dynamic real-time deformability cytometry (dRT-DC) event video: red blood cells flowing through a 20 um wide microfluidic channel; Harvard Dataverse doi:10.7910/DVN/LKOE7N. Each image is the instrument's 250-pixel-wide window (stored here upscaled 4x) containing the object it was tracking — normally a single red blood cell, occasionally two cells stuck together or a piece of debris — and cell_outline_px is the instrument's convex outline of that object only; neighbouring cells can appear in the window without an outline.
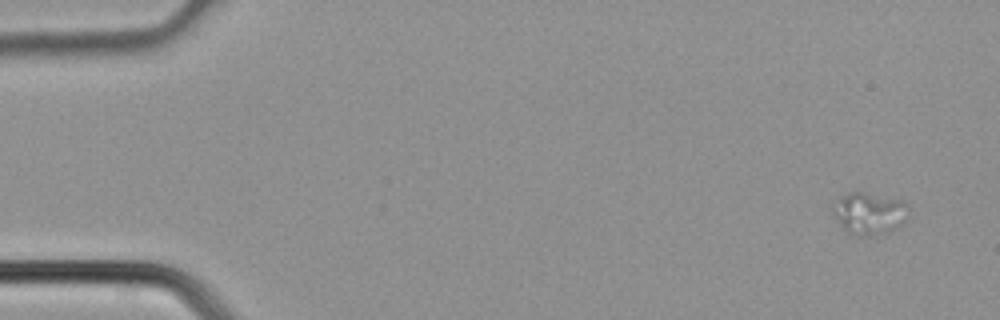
{"species": "common noctule bat (a hibernating species)", "species_latin": "Nyctalus noctula", "temperature_condition": "cold", "stored_images_in_passage": 4, "camera_frame_rate_fps": 3000, "um_per_image_px": 0.085, "animal": {"sex": "male", "body_mass_g": 21.5, "forearm_length_mm": 52.0}, "frame": {"image": 1, "passage_image": 1, "time_ms": 0.0, "image_size_px": [1000, 320], "cell_outline_px": [[908, 216], [900, 228], [888, 232], [868, 236], [860, 236], [844, 232], [832, 212], [832, 208], [840, 196], [856, 188], [904, 200], [908, 208]], "centroid_in_image_um": [73.89, 18.09], "position_along_channel_um": 11.1, "area_um2": 19.48}}